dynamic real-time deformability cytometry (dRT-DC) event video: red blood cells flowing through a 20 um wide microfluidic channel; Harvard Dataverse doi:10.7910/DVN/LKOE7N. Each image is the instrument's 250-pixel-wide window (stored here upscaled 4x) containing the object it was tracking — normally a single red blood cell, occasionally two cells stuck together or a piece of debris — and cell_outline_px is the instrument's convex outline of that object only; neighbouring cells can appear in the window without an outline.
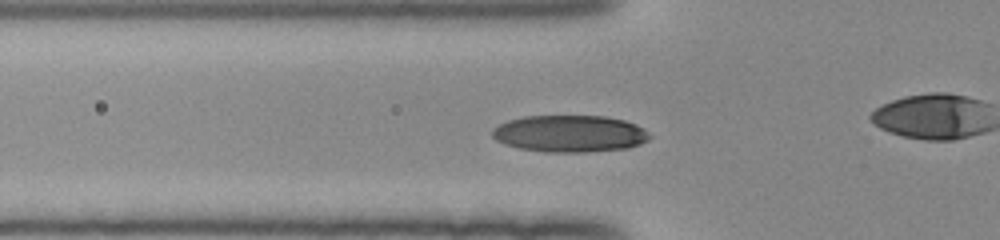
{"species": "human", "species_latin": "Homo sapiens", "temperature_condition": "room temperature", "stored_images_in_passage": 39, "camera_frame_rate_fps": 3000, "um_per_image_px": 0.085, "donor": {"sex": "female"}, "frame": {"image": 1, "passage_image": 15, "time_ms": 4.667, "image_size_px": [1000, 240], "cell_outline_px": [[652, 136], [648, 140], [640, 144], [628, 148], [588, 152], [544, 152], [520, 148], [496, 140], [492, 136], [492, 128], [508, 120], [524, 116], [604, 116], [624, 120], [636, 124], [644, 128]], "centroid_in_image_um": [48.46, 11.36], "position_along_channel_um": 77.3, "area_um2": 33.93}}
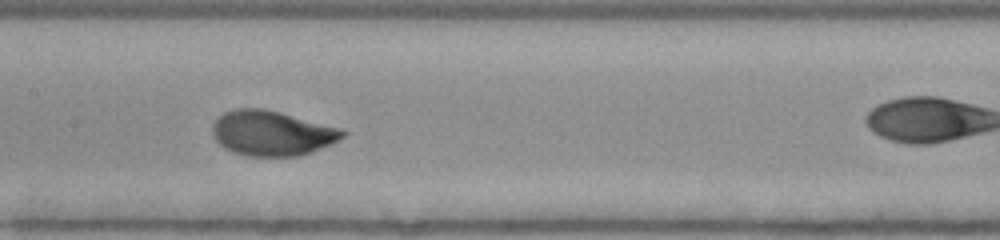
{"frame": {"image": 2, "passage_image": 23, "time_ms": 7.333, "image_size_px": [1000, 240], "cell_outline_px": [[348, 132], [344, 136], [332, 144], [300, 156], [248, 156], [232, 152], [224, 148], [212, 136], [212, 124], [224, 112], [236, 108], [264, 108], [280, 112], [340, 128]], "centroid_in_image_um": [23.1, 11.32], "position_along_channel_um": 184.3, "area_um2": 34.22}}
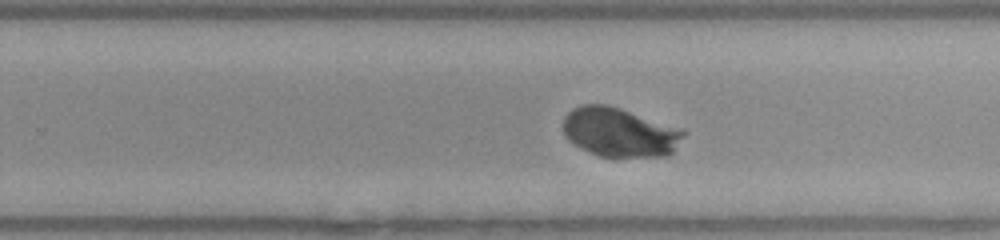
{"frame": {"image": 3, "passage_image": 30, "time_ms": 9.667, "image_size_px": [1000, 240], "cell_outline_px": [[684, 136], [672, 152], [668, 156], [600, 156], [588, 152], [572, 144], [564, 136], [564, 116], [572, 108], [580, 104], [608, 104], [684, 128]], "centroid_in_image_um": [52.66, 11.22], "position_along_channel_um": 277.1, "area_um2": 34.8}}